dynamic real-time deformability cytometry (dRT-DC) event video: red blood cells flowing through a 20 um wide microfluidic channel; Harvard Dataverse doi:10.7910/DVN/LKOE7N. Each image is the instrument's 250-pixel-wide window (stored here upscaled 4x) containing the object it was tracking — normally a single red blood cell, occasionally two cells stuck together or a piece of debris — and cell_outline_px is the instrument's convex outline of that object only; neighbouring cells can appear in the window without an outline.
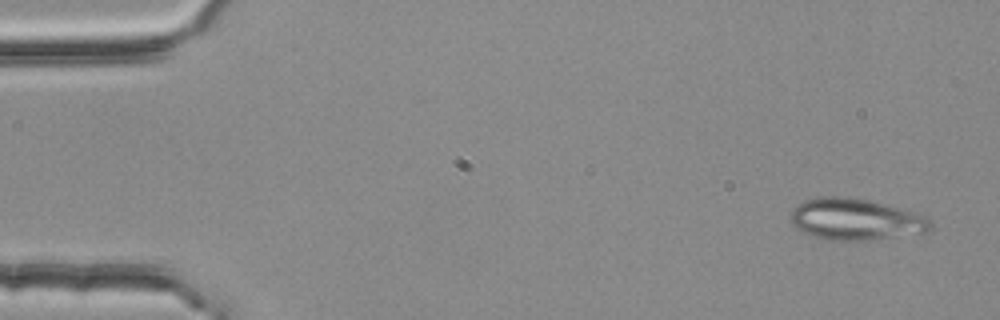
{"species": "common noctule bat (a hibernating species)", "species_latin": "Nyctalus noctula", "temperature_condition": "room temperature", "stored_images_in_passage": 52, "camera_frame_rate_fps": 3000, "um_per_image_px": 0.085, "animal": {"sex": "female", "body_mass_g": 25.1}, "frame": {"image": 1, "passage_image": 1, "time_ms": 0.0, "image_size_px": [1000, 320], "cell_outline_px": [[932, 228], [924, 232], [872, 240], [832, 240], [812, 236], [796, 228], [788, 220], [788, 216], [792, 208], [796, 204], [804, 200], [820, 196], [852, 196], [920, 212], [932, 220]], "centroid_in_image_um": [72.71, 18.62], "position_along_channel_um": 12.3, "area_um2": 34.56}}
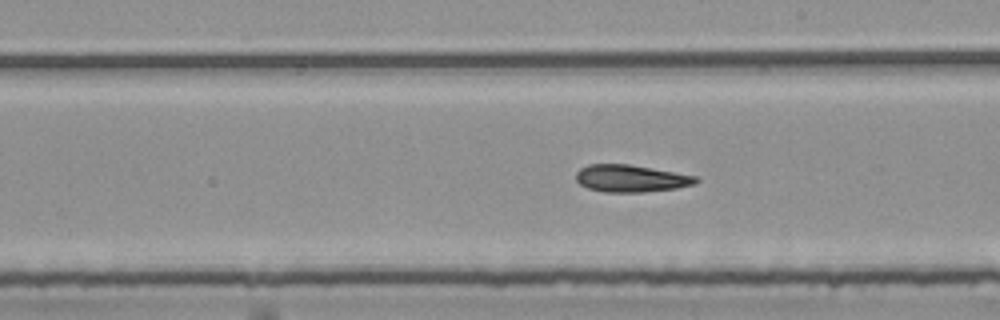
{"frame": {"image": 2, "passage_image": 29, "time_ms": 9.333, "image_size_px": [1000, 320], "cell_outline_px": [[700, 180], [696, 184], [676, 188], [644, 192], [604, 192], [588, 188], [580, 184], [576, 180], [576, 172], [580, 168], [588, 164], [628, 164], [652, 168], [696, 176]], "centroid_in_image_um": [53.62, 15.17], "position_along_channel_um": 235.4, "area_um2": 19.02}}
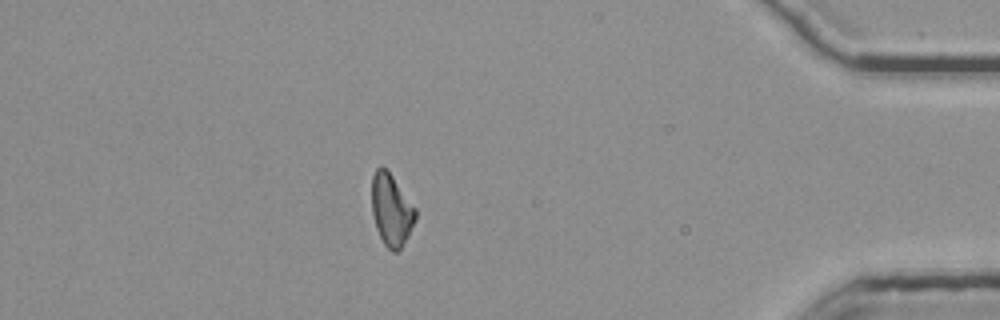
{"frame": {"image": 3, "passage_image": 46, "time_ms": 15.0, "image_size_px": [1000, 320], "cell_outline_px": [[416, 220], [400, 252], [392, 252], [384, 244], [376, 228], [372, 216], [372, 176], [376, 168], [380, 164], [392, 176], [416, 208]], "centroid_in_image_um": [33.26, 17.87], "position_along_channel_um": 401.9, "area_um2": 18.44}}